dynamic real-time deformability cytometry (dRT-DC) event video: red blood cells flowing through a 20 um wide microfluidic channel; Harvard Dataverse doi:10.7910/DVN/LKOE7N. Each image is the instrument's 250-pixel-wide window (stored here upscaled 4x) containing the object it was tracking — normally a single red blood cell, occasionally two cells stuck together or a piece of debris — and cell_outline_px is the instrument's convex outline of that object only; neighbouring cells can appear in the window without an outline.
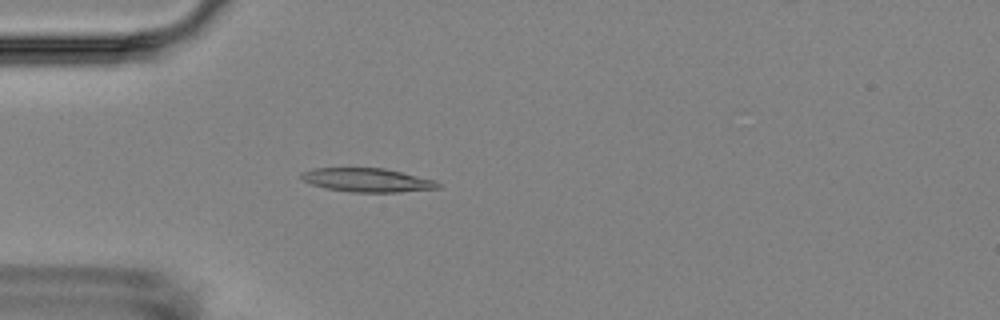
{"species": "Egyptian fruit bat (a non-hibernating species)", "species_latin": "Rousettus aegyptiacus", "temperature_condition": "room temperature", "stored_images_in_passage": 5, "camera_frame_rate_fps": 3000, "um_per_image_px": 0.085, "animal": {"sex": "female"}, "frame": {"image": 1, "passage_image": 5, "time_ms": 4.667, "image_size_px": [1000, 320], "cell_outline_px": [[440, 188], [400, 192], [352, 192], [324, 188], [312, 184], [304, 180], [300, 176], [304, 172], [312, 168], [384, 168], [436, 180], [440, 184]], "centroid_in_image_um": [31.25, 15.31], "position_along_channel_um": 53.8, "area_um2": 18.84}}